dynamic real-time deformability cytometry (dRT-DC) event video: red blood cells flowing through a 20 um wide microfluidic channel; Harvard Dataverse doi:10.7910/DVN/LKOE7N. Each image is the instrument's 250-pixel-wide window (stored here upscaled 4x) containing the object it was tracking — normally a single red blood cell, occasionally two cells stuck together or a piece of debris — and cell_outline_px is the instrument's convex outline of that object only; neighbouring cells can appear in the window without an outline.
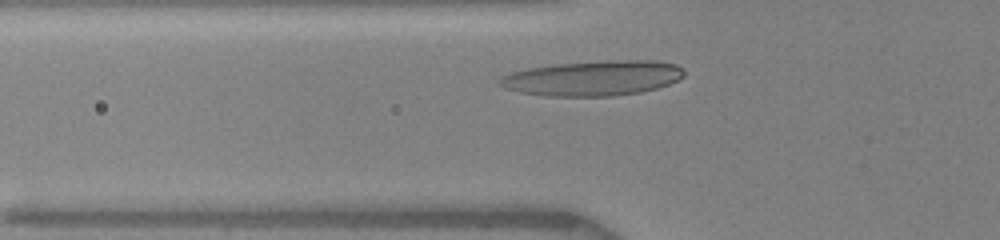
{"species": "human", "species_latin": "Homo sapiens", "temperature_condition": "warm", "stored_images_in_passage": 38, "camera_frame_rate_fps": 3000, "um_per_image_px": 0.085, "donor": {"sex": "female"}, "frame": {"image": 1, "passage_image": 7, "time_ms": 1.333, "image_size_px": [1000, 240], "cell_outline_px": [[684, 76], [668, 84], [656, 88], [640, 92], [612, 96], [548, 96], [520, 92], [504, 88], [500, 84], [500, 80], [504, 76], [512, 72], [528, 68], [556, 64], [616, 60], [656, 60], [676, 64], [684, 68]], "centroid_in_image_um": [50.45, 6.64], "position_along_channel_um": 75.4, "area_um2": 37.45}}
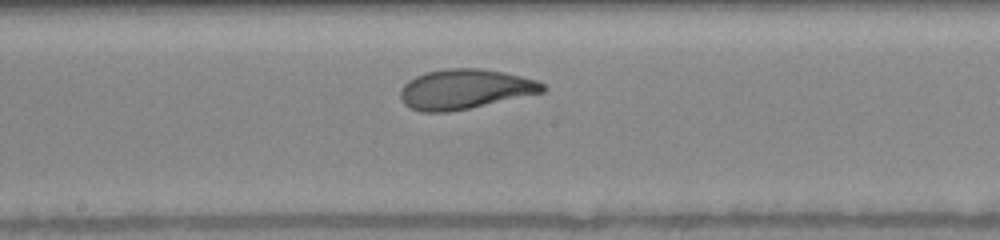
{"frame": {"image": 2, "passage_image": 20, "time_ms": 4.667, "image_size_px": [1000, 240], "cell_outline_px": [[548, 88], [544, 92], [468, 108], [448, 112], [420, 112], [404, 104], [400, 96], [400, 88], [408, 80], [424, 72], [444, 68], [480, 68], [504, 72], [536, 80], [544, 84]], "centroid_in_image_um": [39.49, 7.56], "position_along_channel_um": 208.7, "area_um2": 33.06}}
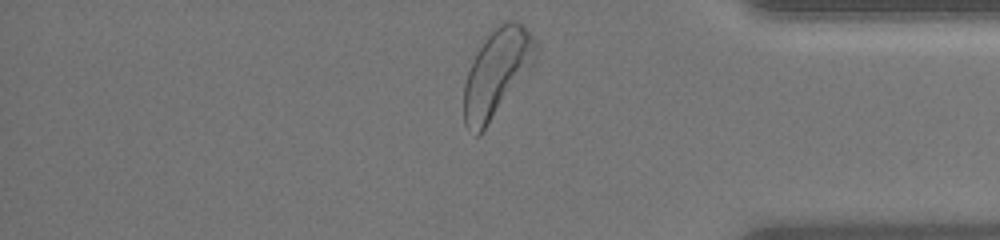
{"frame": {"image": 3, "passage_image": 38, "time_ms": 9.667, "image_size_px": [1000, 240], "cell_outline_px": [[536, 56], [532, 64], [480, 136], [476, 136], [464, 124], [464, 84], [472, 60], [484, 40], [496, 24], [500, 20], [516, 20], [536, 40]], "centroid_in_image_um": [42.19, 6.17], "position_along_channel_um": 393.0, "area_um2": 35.95}, "authors_computed_cell_mechanics": {"area_um2": 33.0616, "velocity_mm_per_s": 3.9798, "shape_relaxation_time_tau1_ms": 3.0421, "shape_relaxation_time_tau2_ms": 0.9651, "deformation_change_tau1": 0.1567, "deformation_change_tau2": 0.0778}}